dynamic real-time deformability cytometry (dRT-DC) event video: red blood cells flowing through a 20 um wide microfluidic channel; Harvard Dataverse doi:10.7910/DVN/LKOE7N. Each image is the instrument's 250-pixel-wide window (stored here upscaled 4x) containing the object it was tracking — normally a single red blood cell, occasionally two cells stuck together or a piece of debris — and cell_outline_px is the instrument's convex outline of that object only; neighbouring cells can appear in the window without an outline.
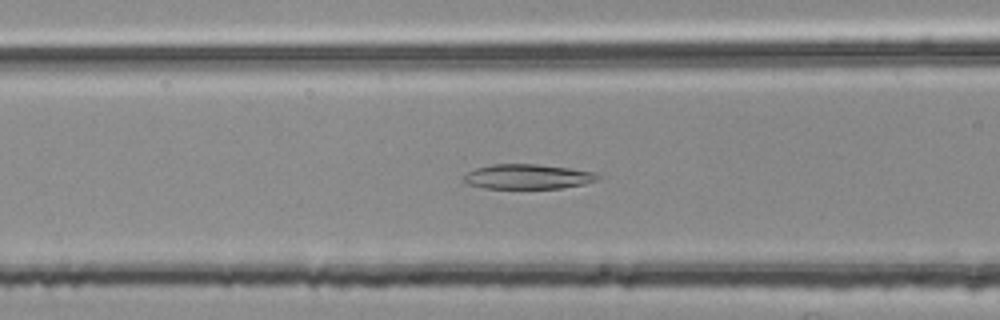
{"species": "common noctule bat (a hibernating species)", "species_latin": "Nyctalus noctula", "temperature_condition": "room temperature", "stored_images_in_passage": 43, "camera_frame_rate_fps": 3000, "um_per_image_px": 0.085, "animal": {"sex": "female", "body_mass_g": 25.1}, "frame": {"image": 1, "passage_image": 10, "time_ms": 3.0, "image_size_px": [1000, 320], "cell_outline_px": [[604, 176], [596, 180], [584, 184], [560, 188], [484, 188], [468, 184], [460, 180], [468, 172], [476, 168], [492, 164], [536, 164], [568, 168], [596, 172]], "centroid_in_image_um": [44.86, 15.01], "position_along_channel_um": 121.7, "area_um2": 19.42}}
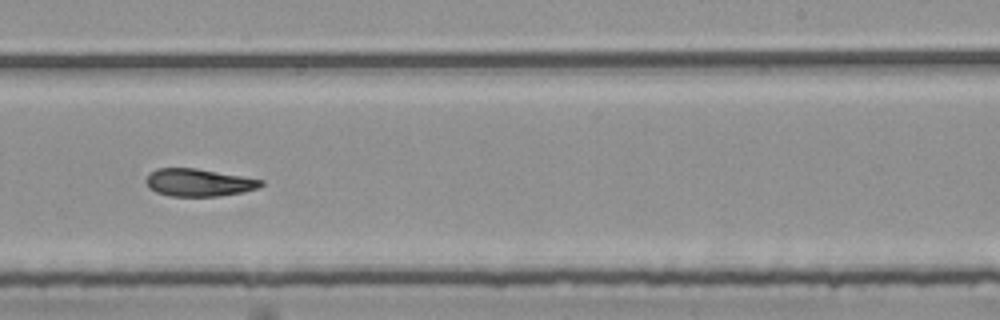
{"frame": {"image": 2, "passage_image": 22, "time_ms": 7.0, "image_size_px": [1000, 320], "cell_outline_px": [[264, 184], [256, 188], [244, 192], [220, 196], [168, 196], [156, 192], [148, 188], [144, 180], [156, 168], [196, 168], [264, 180]], "centroid_in_image_um": [16.87, 15.52], "position_along_channel_um": 272.1, "area_um2": 18.5}}
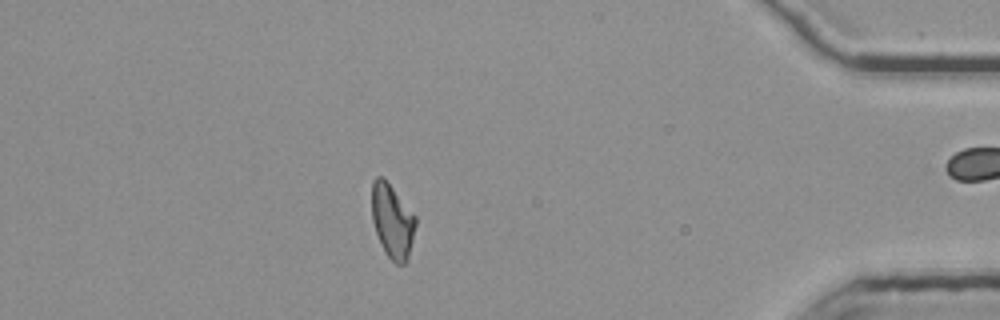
{"frame": {"image": 3, "passage_image": 36, "time_ms": 11.667, "image_size_px": [1000, 320], "cell_outline_px": [[416, 224], [408, 260], [404, 264], [396, 264], [388, 256], [380, 244], [372, 220], [372, 180], [376, 176], [380, 176], [392, 188], [416, 216]], "centroid_in_image_um": [33.34, 18.82], "position_along_channel_um": 401.9, "area_um2": 18.67}}